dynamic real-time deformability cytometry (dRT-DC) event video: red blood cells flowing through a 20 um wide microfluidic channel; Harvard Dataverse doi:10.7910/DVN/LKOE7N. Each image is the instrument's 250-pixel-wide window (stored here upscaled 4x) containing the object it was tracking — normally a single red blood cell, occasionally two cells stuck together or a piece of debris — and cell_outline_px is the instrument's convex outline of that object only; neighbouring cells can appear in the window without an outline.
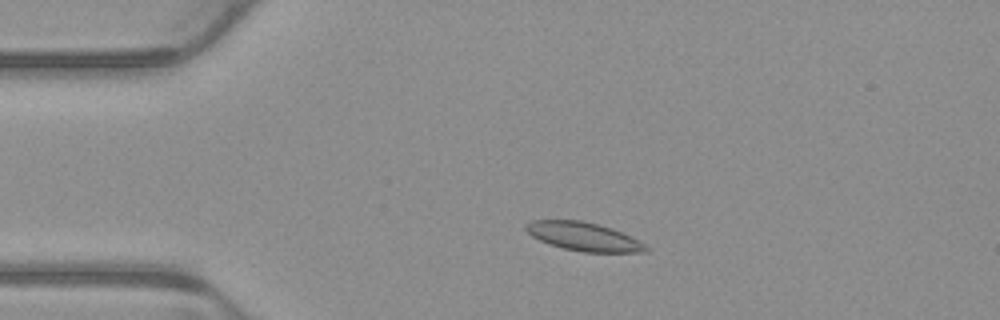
{"species": "common noctule bat (a hibernating species)", "species_latin": "Nyctalus noctula", "temperature_condition": "warm", "stored_images_in_passage": 4, "camera_frame_rate_fps": 3000, "um_per_image_px": 0.085, "animal": {"sex": "male", "body_mass_g": 23.1, "forearm_length_mm": 52.7}, "frame": {"image": 1, "passage_image": 2, "time_ms": 0.333, "image_size_px": [1000, 320], "cell_outline_px": [[652, 248], [648, 252], [584, 252], [564, 248], [548, 244], [532, 236], [524, 228], [524, 224], [532, 220], [580, 220], [612, 228]], "centroid_in_image_um": [49.59, 20.11], "position_along_channel_um": 35.4, "area_um2": 19.77}}
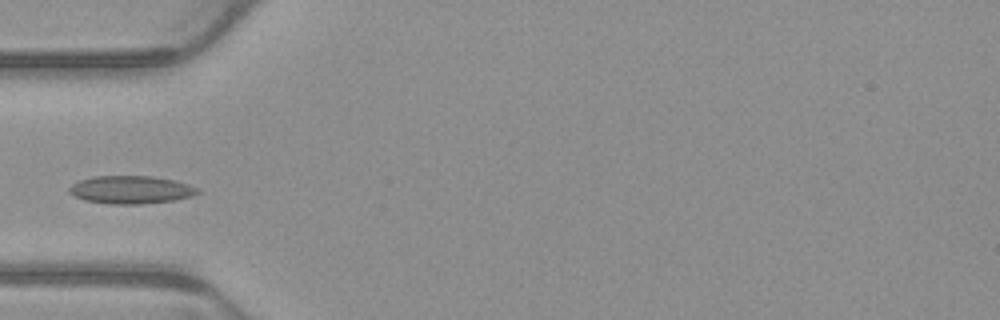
{"frame": {"image": 2, "passage_image": 4, "time_ms": 1.0, "image_size_px": [1000, 320], "cell_outline_px": [[200, 192], [192, 196], [172, 200], [140, 204], [108, 204], [84, 200], [68, 192], [68, 188], [72, 184], [80, 180], [92, 176], [152, 176], [172, 180], [188, 184], [200, 188]], "centroid_in_image_um": [11.11, 16.12], "position_along_channel_um": 73.9, "area_um2": 20.87}}